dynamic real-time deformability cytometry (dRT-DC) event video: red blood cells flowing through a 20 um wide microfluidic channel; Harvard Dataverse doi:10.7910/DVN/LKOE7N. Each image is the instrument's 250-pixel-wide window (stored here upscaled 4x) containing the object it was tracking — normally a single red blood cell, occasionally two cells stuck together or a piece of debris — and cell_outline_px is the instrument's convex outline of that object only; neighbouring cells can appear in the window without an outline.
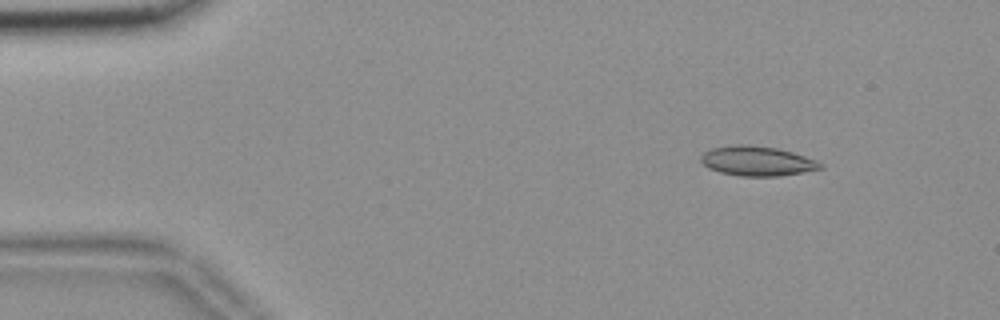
{"species": "common noctule bat (a hibernating species)", "species_latin": "Nyctalus noctula", "temperature_condition": "room temperature", "stored_images_in_passage": 16, "camera_frame_rate_fps": 3000, "um_per_image_px": 0.085, "animal": {"sex": "female", "body_mass_g": 18.4}, "frame": {"image": 1, "passage_image": 7, "time_ms": 2.0, "image_size_px": [1000, 320], "cell_outline_px": [[824, 168], [804, 172], [780, 176], [740, 176], [720, 172], [708, 168], [700, 160], [700, 156], [704, 152], [712, 148], [736, 144], [748, 144], [776, 148], [792, 152], [816, 160], [824, 164]], "centroid_in_image_um": [64.36, 13.69], "position_along_channel_um": 20.6, "area_um2": 20.75}}